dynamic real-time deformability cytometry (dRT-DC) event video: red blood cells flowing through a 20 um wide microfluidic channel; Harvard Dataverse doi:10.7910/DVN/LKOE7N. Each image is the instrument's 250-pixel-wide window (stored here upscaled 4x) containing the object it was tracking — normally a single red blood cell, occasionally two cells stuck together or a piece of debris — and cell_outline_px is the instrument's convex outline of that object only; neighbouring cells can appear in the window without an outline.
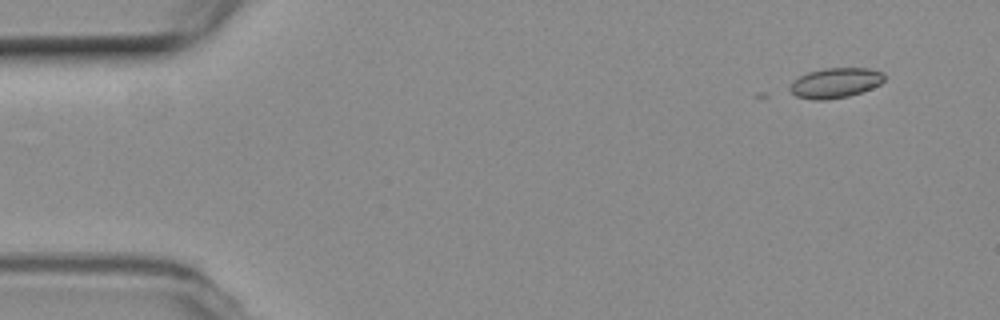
{"species": "common noctule bat (a hibernating species)", "species_latin": "Nyctalus noctula", "temperature_condition": "room temperature", "stored_images_in_passage": 2, "camera_frame_rate_fps": 3000, "um_per_image_px": 0.085, "animal": {"sex": "female", "body_mass_g": 19.3, "forearm_length_mm": 54.1}, "frame": {"image": 1, "passage_image": 2, "time_ms": 0.333, "image_size_px": [1000, 320], "cell_outline_px": [[884, 80], [880, 84], [872, 88], [848, 96], [828, 100], [812, 100], [796, 96], [788, 88], [792, 80], [808, 72], [824, 68], [868, 68], [884, 72]], "centroid_in_image_um": [70.99, 7.04], "position_along_channel_um": 14.0, "area_um2": 16.65}}